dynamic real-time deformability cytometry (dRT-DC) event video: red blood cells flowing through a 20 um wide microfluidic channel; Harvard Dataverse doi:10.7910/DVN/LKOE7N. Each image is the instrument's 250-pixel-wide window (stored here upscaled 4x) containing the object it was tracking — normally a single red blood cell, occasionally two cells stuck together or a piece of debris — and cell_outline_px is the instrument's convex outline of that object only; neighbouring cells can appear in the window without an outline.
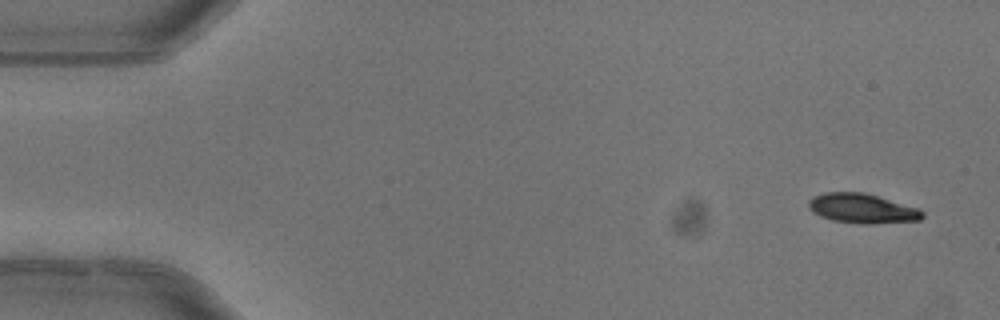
{"species": "common noctule bat (a hibernating species)", "species_latin": "Nyctalus noctula", "temperature_condition": "warm", "stored_images_in_passage": 4, "camera_frame_rate_fps": 3000, "um_per_image_px": 0.085, "animal": {"sex": "female"}, "frame": {"image": 1, "passage_image": 1, "time_ms": 0.0, "image_size_px": [1000, 320], "cell_outline_px": [[924, 216], [920, 220], [868, 224], [864, 224], [832, 220], [820, 216], [812, 212], [808, 208], [808, 200], [824, 192], [864, 192], [920, 208], [924, 212]], "centroid_in_image_um": [73.3, 17.71], "position_along_channel_um": 11.7, "area_um2": 19.71}}
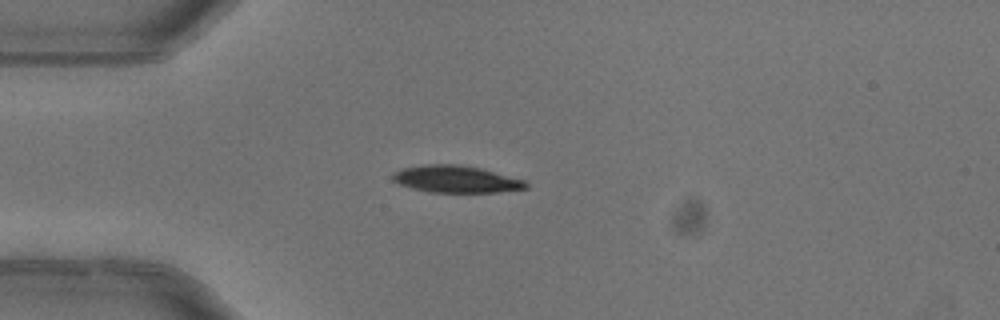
{"frame": {"image": 2, "passage_image": 4, "time_ms": 1.0, "image_size_px": [1000, 320], "cell_outline_px": [[528, 188], [496, 192], [432, 192], [400, 184], [392, 180], [392, 172], [404, 168], [424, 164], [460, 164], [480, 168], [524, 180], [528, 184]], "centroid_in_image_um": [38.76, 15.22], "position_along_channel_um": 46.2, "area_um2": 20.75}}